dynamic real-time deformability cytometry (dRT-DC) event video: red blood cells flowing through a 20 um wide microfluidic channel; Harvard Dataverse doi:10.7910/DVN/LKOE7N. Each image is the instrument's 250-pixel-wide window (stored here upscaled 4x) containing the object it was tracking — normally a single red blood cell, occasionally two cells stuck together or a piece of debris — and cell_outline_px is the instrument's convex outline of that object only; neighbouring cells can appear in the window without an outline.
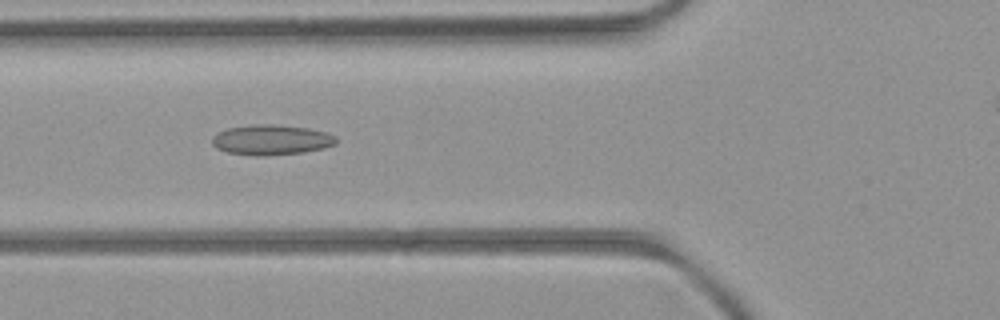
{"species": "common noctule bat (a hibernating species)", "species_latin": "Nyctalus noctula", "temperature_condition": "room temperature", "stored_images_in_passage": 41, "camera_frame_rate_fps": 3000, "um_per_image_px": 0.085, "animal": {"sex": "female", "body_mass_g": 21.9}, "frame": {"image": 1, "passage_image": 14, "time_ms": 4.333, "image_size_px": [1000, 320], "cell_outline_px": [[336, 144], [324, 148], [304, 152], [264, 156], [256, 156], [228, 152], [216, 148], [212, 144], [212, 136], [228, 128], [256, 124], [272, 124], [308, 128], [324, 132], [336, 136]], "centroid_in_image_um": [23.06, 11.89], "position_along_channel_um": 102.7, "area_um2": 21.73}}
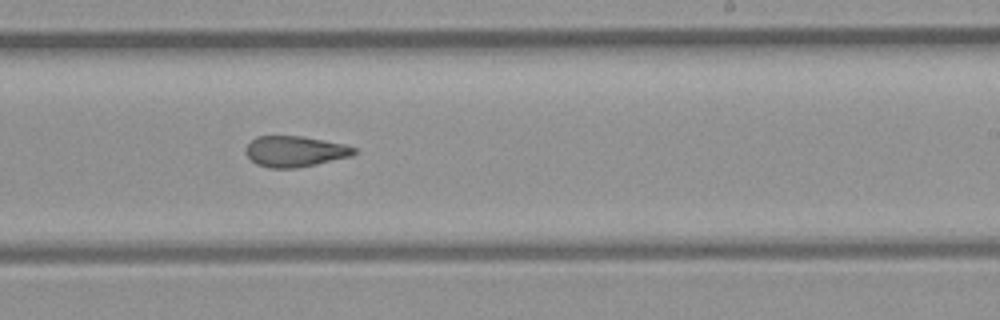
{"frame": {"image": 2, "passage_image": 26, "time_ms": 8.333, "image_size_px": [1000, 320], "cell_outline_px": [[356, 152], [352, 156], [316, 164], [296, 168], [268, 168], [256, 164], [244, 152], [248, 144], [256, 136], [300, 136], [324, 140], [344, 144], [356, 148]], "centroid_in_image_um": [25.06, 12.87], "position_along_channel_um": 263.9, "area_um2": 19.42}}
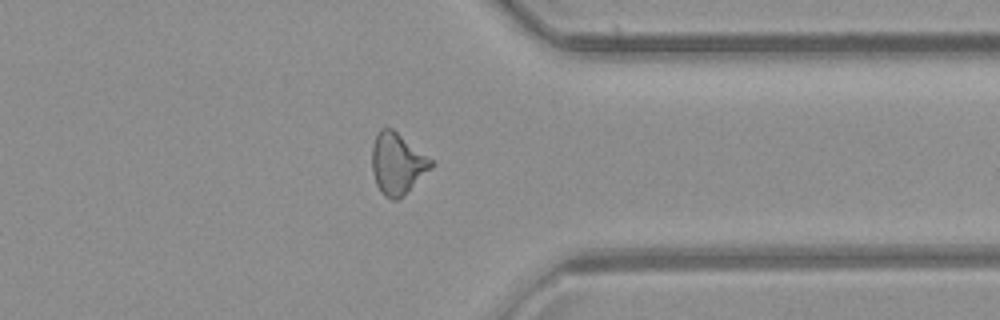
{"frame": {"image": 3, "passage_image": 35, "time_ms": 11.333, "image_size_px": [1000, 320], "cell_outline_px": [[432, 168], [396, 200], [392, 200], [384, 196], [380, 192], [376, 184], [372, 172], [372, 148], [376, 136], [384, 128], [392, 128], [432, 160]], "centroid_in_image_um": [33.74, 13.92], "position_along_channel_um": 377.7, "area_um2": 20.52}}